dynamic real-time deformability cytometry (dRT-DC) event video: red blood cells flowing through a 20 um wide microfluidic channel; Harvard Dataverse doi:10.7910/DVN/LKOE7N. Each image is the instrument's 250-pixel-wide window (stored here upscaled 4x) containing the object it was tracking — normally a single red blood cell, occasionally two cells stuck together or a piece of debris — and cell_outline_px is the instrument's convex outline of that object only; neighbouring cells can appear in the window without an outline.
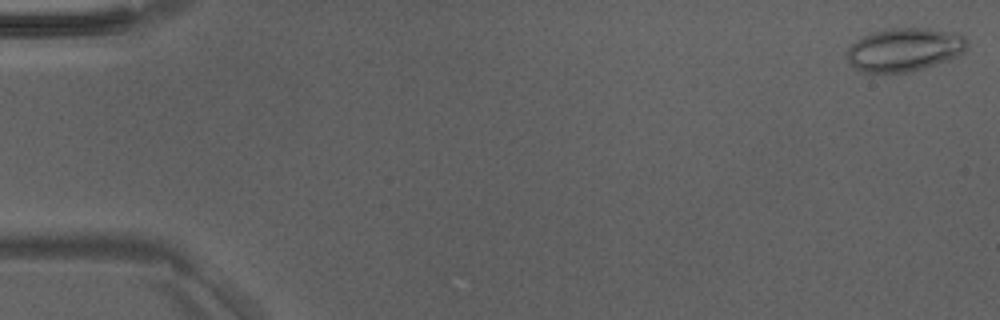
{"species": "Egyptian fruit bat (a non-hibernating species)", "species_latin": "Rousettus aegyptiacus", "temperature_condition": "room temperature", "stored_images_in_passage": 48, "camera_frame_rate_fps": 3000, "um_per_image_px": 0.085, "animal": {"sex": "male"}, "frame": {"image": 1, "passage_image": 1, "time_ms": 0.0, "image_size_px": [1000, 320], "cell_outline_px": [[968, 48], [964, 52], [956, 56], [924, 68], [908, 72], [860, 72], [848, 64], [844, 52], [856, 40], [872, 32], [892, 28], [928, 28], [956, 32], [964, 36], [968, 40]], "centroid_in_image_um": [76.85, 4.21], "position_along_channel_um": 8.1, "area_um2": 30.63}}
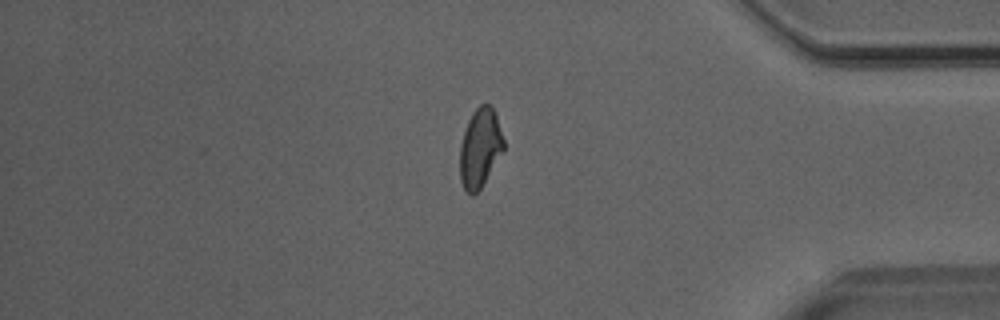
{"frame": {"image": 2, "passage_image": 41, "time_ms": 13.333, "image_size_px": [1000, 320], "cell_outline_px": [[504, 152], [480, 188], [472, 196], [464, 192], [460, 180], [460, 144], [468, 120], [472, 112], [480, 104], [492, 104], [504, 140]], "centroid_in_image_um": [40.8, 12.59], "position_along_channel_um": 394.4, "area_um2": 20.35}}
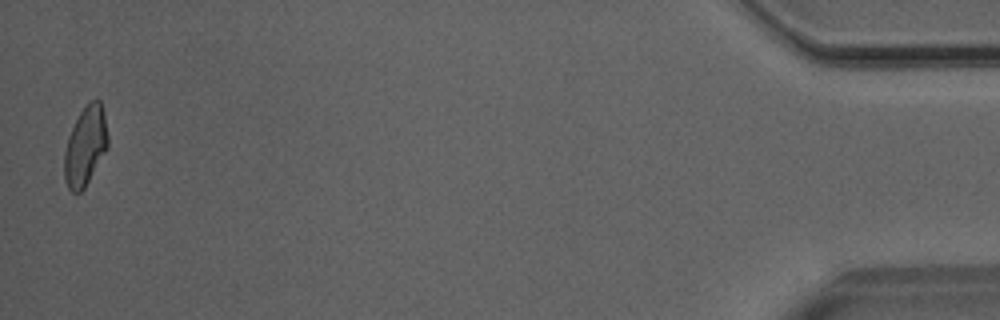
{"frame": {"image": 3, "passage_image": 48, "time_ms": 15.667, "image_size_px": [1000, 320], "cell_outline_px": [[108, 148], [84, 188], [80, 192], [72, 192], [68, 188], [64, 180], [64, 152], [68, 136], [80, 112], [92, 100], [100, 100], [104, 116], [108, 136]], "centroid_in_image_um": [7.25, 12.45], "position_along_channel_um": 428.0, "area_um2": 19.88}}